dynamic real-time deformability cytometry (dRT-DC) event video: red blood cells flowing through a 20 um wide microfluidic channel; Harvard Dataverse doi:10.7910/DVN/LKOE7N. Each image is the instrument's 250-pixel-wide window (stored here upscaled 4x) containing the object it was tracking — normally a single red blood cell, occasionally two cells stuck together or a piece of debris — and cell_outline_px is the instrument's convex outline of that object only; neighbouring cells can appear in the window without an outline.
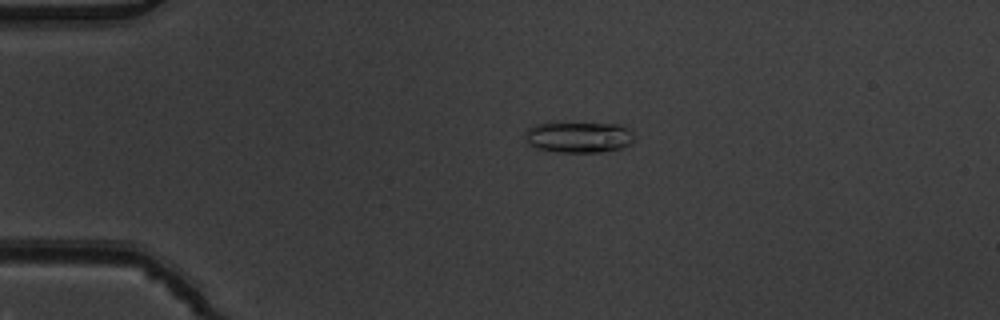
{"species": "common noctule bat (a hibernating species)", "species_latin": "Nyctalus noctula", "temperature_condition": "warm", "stored_images_in_passage": 5, "camera_frame_rate_fps": 3000, "um_per_image_px": 0.085, "animal": {"sex": "male", "body_mass_g": 19.5, "forearm_length_mm": 54.6}, "frame": {"image": 1, "passage_image": 4, "time_ms": 1.0, "image_size_px": [1000, 320], "cell_outline_px": [[636, 140], [632, 144], [620, 148], [600, 152], [560, 152], [536, 148], [528, 144], [524, 136], [528, 128], [536, 124], [620, 124], [628, 128], [636, 136]], "centroid_in_image_um": [49.24, 11.67], "position_along_channel_um": 35.8, "area_um2": 19.59}}